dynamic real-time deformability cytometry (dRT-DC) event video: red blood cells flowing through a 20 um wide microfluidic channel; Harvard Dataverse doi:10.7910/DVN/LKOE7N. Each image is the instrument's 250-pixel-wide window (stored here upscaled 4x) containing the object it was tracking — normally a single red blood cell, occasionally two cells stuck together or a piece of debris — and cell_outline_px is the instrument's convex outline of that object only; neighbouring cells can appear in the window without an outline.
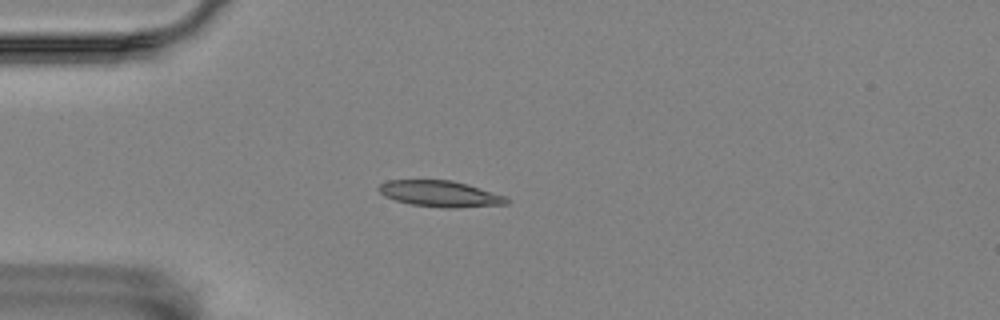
{"species": "Egyptian fruit bat (a non-hibernating species)", "species_latin": "Rousettus aegyptiacus", "temperature_condition": "room temperature", "stored_images_in_passage": 6, "camera_frame_rate_fps": 3000, "um_per_image_px": 0.085, "animal": {"sex": "female"}, "frame": {"image": 1, "passage_image": 2, "time_ms": 0.333, "image_size_px": [1000, 320], "cell_outline_px": [[508, 204], [456, 208], [444, 208], [412, 204], [396, 200], [384, 196], [376, 188], [380, 184], [388, 180], [452, 180], [468, 184], [504, 196], [508, 200]], "centroid_in_image_um": [37.39, 16.47], "position_along_channel_um": 47.6, "area_um2": 19.36}}
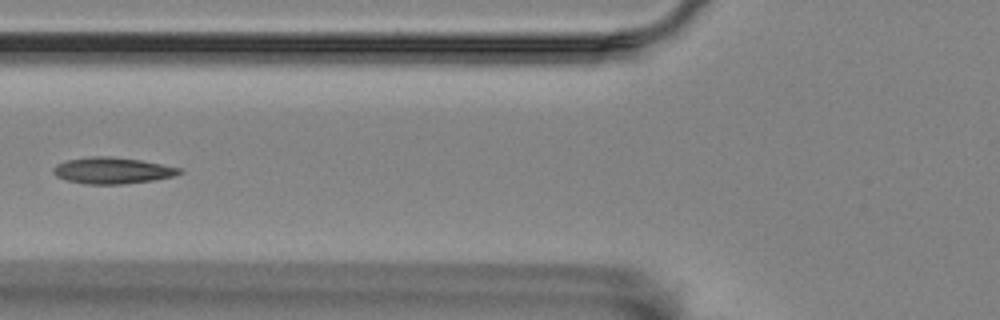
{"frame": {"image": 2, "passage_image": 4, "time_ms": 1.0, "image_size_px": [1000, 320], "cell_outline_px": [[184, 172], [172, 176], [152, 180], [120, 184], [84, 184], [64, 180], [56, 176], [52, 172], [52, 168], [56, 164], [68, 160], [92, 156], [108, 156], [140, 160], [180, 168]], "centroid_in_image_um": [9.49, 14.5], "position_along_channel_um": 116.3, "area_um2": 19.25}}
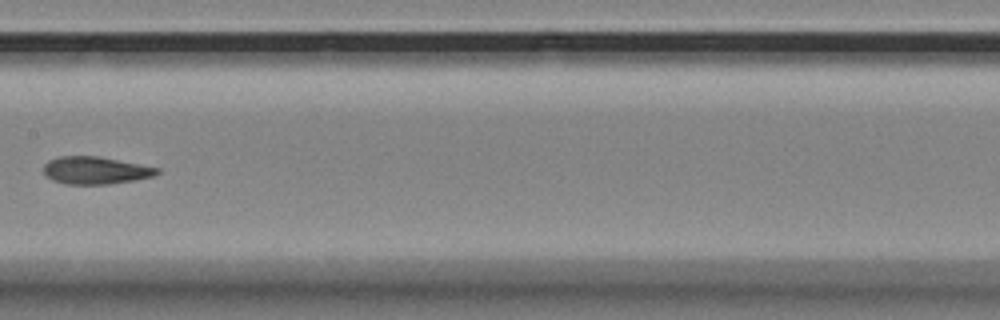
{"frame": {"image": 3, "passage_image": 6, "time_ms": 1.667, "image_size_px": [1000, 320], "cell_outline_px": [[160, 172], [152, 176], [136, 180], [108, 184], [64, 184], [52, 180], [44, 176], [44, 164], [48, 160], [60, 156], [100, 156], [160, 168]], "centroid_in_image_um": [8.09, 14.48], "position_along_channel_um": 199.3, "area_um2": 18.32}}